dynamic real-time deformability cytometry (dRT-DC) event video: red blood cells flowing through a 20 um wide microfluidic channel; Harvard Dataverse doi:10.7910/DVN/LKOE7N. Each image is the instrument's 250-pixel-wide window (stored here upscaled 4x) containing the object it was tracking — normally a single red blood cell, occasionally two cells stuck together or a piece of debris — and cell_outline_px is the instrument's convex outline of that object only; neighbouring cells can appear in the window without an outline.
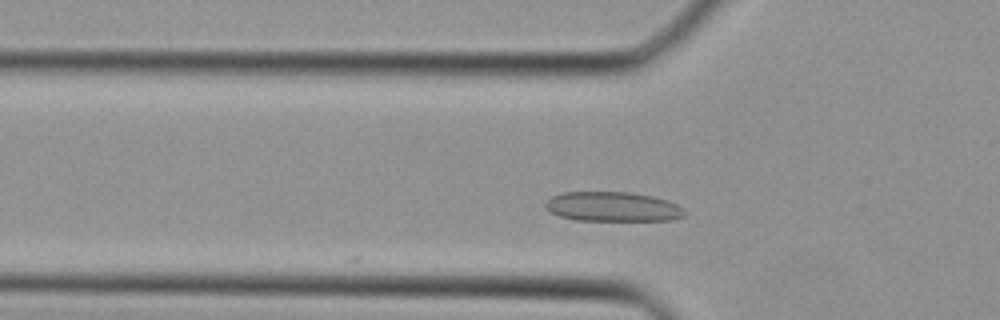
{"species": "Egyptian fruit bat (a non-hibernating species)", "species_latin": "Rousettus aegyptiacus", "temperature_condition": "cold", "stored_images_in_passage": 6, "camera_frame_rate_fps": 3000, "um_per_image_px": 0.085, "animal": {"sex": "female"}, "frame": {"image": 1, "passage_image": 6, "time_ms": 1.667, "image_size_px": [1000, 320], "cell_outline_px": [[688, 212], [684, 216], [672, 220], [576, 220], [560, 216], [548, 212], [544, 208], [544, 204], [552, 196], [564, 192], [632, 192], [652, 196], [668, 200], [684, 208]], "centroid_in_image_um": [52.09, 17.57], "position_along_channel_um": 73.7, "area_um2": 24.22}}